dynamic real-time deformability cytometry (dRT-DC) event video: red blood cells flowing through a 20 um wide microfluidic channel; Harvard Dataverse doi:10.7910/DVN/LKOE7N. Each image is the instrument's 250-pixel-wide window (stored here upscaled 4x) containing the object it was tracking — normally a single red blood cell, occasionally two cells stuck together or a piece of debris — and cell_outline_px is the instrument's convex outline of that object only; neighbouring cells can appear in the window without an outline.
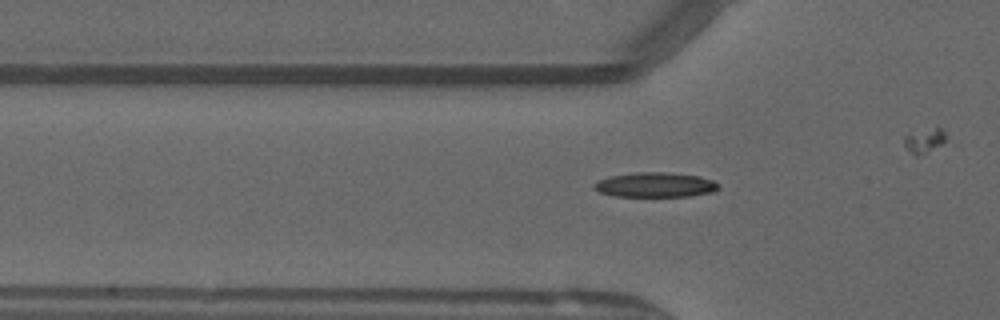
{"species": "common noctule bat (a hibernating species)", "species_latin": "Nyctalus noctula", "temperature_condition": "warm", "stored_images_in_passage": 40, "camera_frame_rate_fps": 3000, "um_per_image_px": 0.085, "animal": {"sex": "male", "forearm_length_mm": 52.5}, "frame": {"image": 1, "passage_image": 17, "time_ms": 5.333, "image_size_px": [1000, 320], "cell_outline_px": [[720, 188], [712, 192], [688, 196], [616, 196], [600, 192], [592, 184], [596, 180], [608, 176], [636, 172], [668, 172], [700, 176], [712, 180]], "centroid_in_image_um": [55.67, 15.7], "position_along_channel_um": 70.1, "area_um2": 17.92}}
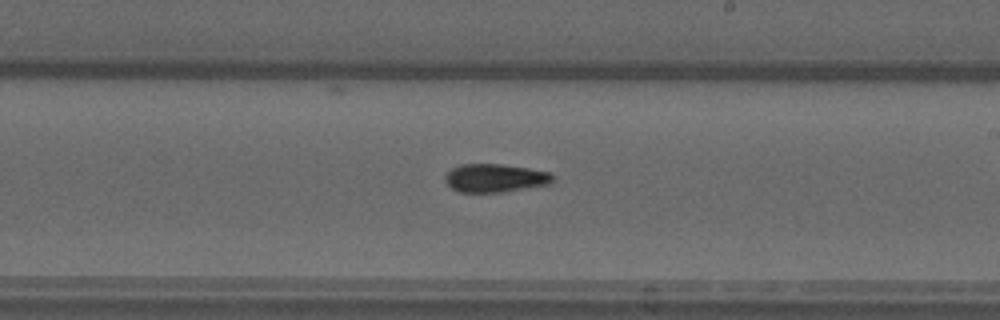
{"frame": {"image": 2, "passage_image": 30, "time_ms": 9.667, "image_size_px": [1000, 320], "cell_outline_px": [[552, 184], [504, 192], [460, 192], [452, 188], [444, 180], [444, 176], [452, 168], [460, 164], [500, 164], [528, 168], [552, 172]], "centroid_in_image_um": [42.1, 15.13], "position_along_channel_um": 246.9, "area_um2": 17.86}}
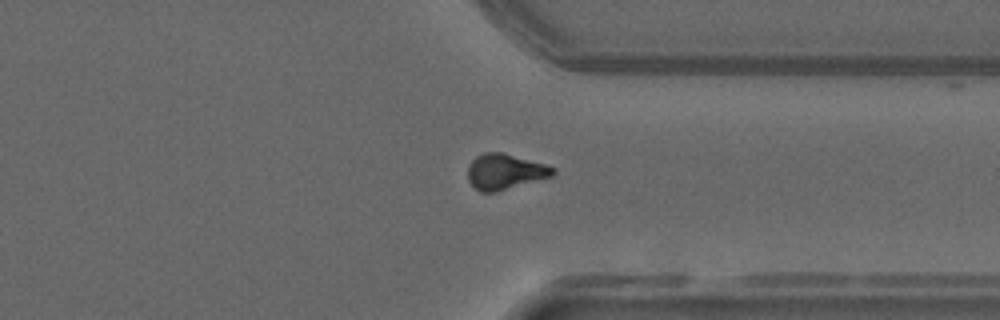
{"frame": {"image": 3, "passage_image": 39, "time_ms": 12.667, "image_size_px": [1000, 320], "cell_outline_px": [[556, 172], [552, 176], [496, 192], [480, 192], [468, 180], [468, 164], [476, 156], [484, 152], [504, 152], [544, 164], [556, 168]], "centroid_in_image_um": [42.91, 14.58], "position_along_channel_um": 368.5, "area_um2": 17.63}}